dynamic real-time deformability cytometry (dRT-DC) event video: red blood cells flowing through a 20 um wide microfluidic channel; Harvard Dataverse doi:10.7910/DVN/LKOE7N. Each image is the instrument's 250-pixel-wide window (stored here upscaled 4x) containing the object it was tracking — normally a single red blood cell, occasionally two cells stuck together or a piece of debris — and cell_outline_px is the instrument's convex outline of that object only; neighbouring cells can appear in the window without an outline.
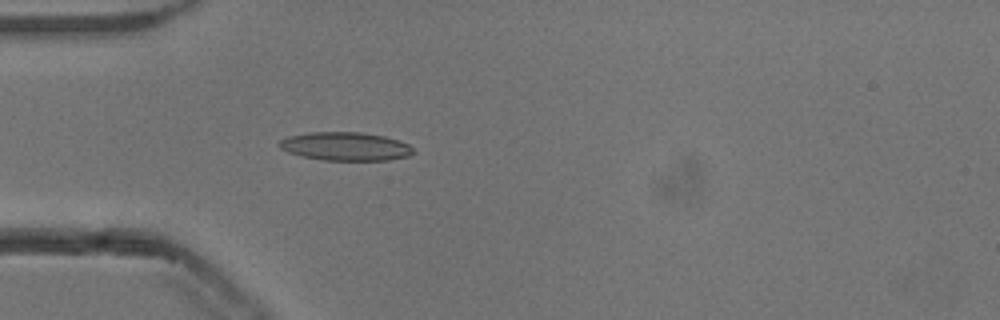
{"species": "common noctule bat (a hibernating species)", "species_latin": "Nyctalus noctula", "temperature_condition": "cold", "stored_images_in_passage": 49, "camera_frame_rate_fps": 3000, "um_per_image_px": 0.085, "animal": {"sex": "male", "body_mass_g": 13.3}, "frame": {"image": 1, "passage_image": 11, "time_ms": 3.333, "image_size_px": [1000, 320], "cell_outline_px": [[416, 152], [408, 156], [388, 160], [324, 160], [300, 156], [288, 152], [280, 148], [276, 144], [280, 140], [288, 136], [308, 132], [360, 132], [384, 136], [400, 140], [408, 144]], "centroid_in_image_um": [29.35, 12.44], "position_along_channel_um": 55.7, "area_um2": 22.37}}
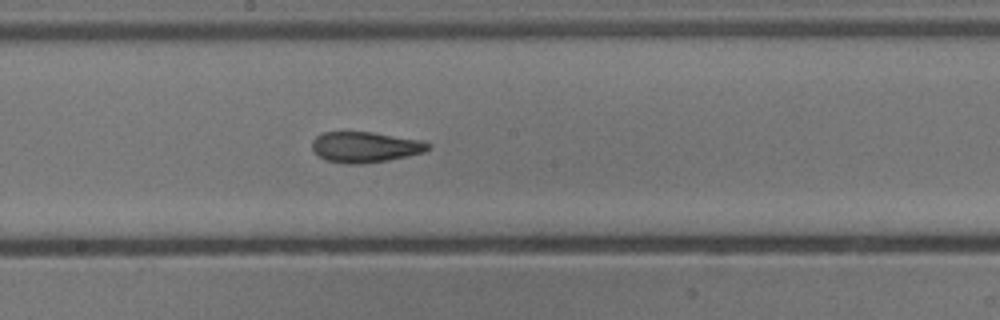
{"frame": {"image": 2, "passage_image": 24, "time_ms": 7.667, "image_size_px": [1000, 320], "cell_outline_px": [[428, 148], [424, 152], [408, 156], [388, 160], [364, 164], [352, 164], [328, 160], [320, 156], [312, 148], [312, 140], [316, 136], [324, 132], [372, 132], [424, 140], [428, 144]], "centroid_in_image_um": [31.06, 12.49], "position_along_channel_um": 217.1, "area_um2": 20.58}}
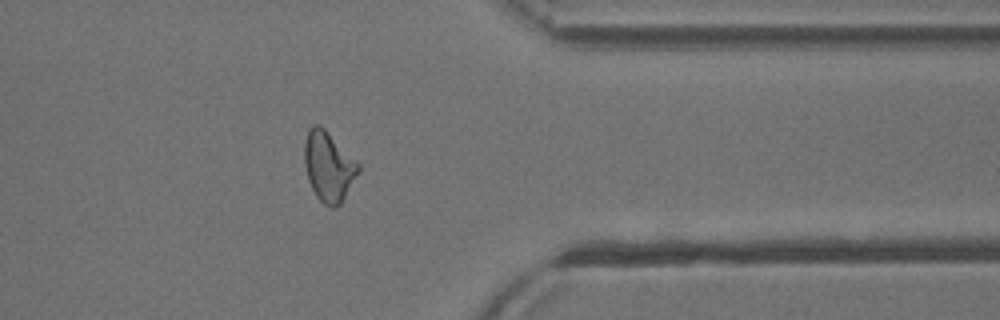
{"frame": {"image": 3, "passage_image": 38, "time_ms": 12.333, "image_size_px": [1000, 320], "cell_outline_px": [[360, 168], [340, 204], [332, 208], [324, 204], [316, 196], [308, 180], [304, 164], [304, 144], [308, 128], [312, 124], [320, 124], [360, 164]], "centroid_in_image_um": [27.89, 14.12], "position_along_channel_um": 383.5, "area_um2": 21.73}, "authors_computed_cell_mechanics": {"area_um2": 21.4438, "velocity_mm_per_s": 3.8389, "shape_relaxation_time_tau1_ms": 11.2491, "shape_relaxation_time_tau2_ms": 2.2526, "deformation_change_tau1": 0.25, "deformation_change_tau2": 0.1046}}